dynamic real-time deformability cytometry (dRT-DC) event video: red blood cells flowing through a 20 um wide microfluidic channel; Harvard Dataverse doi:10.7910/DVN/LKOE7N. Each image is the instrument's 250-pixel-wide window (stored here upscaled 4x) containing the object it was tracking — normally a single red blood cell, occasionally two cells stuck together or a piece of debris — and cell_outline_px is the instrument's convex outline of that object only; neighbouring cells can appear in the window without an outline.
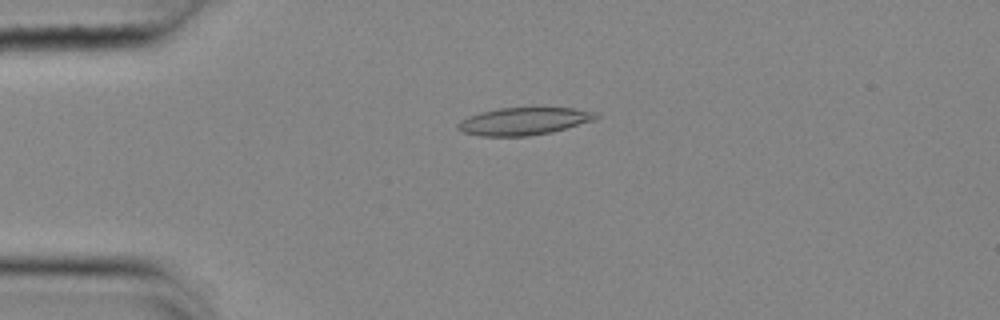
{"species": "common noctule bat (a hibernating species)", "species_latin": "Nyctalus noctula", "temperature_condition": "cold", "stored_images_in_passage": 55, "camera_frame_rate_fps": 3000, "um_per_image_px": 0.085, "animal": {"sex": "female", "body_mass_g": 25.1}, "frame": {"image": 1, "passage_image": 13, "time_ms": 4.0, "image_size_px": [1000, 320], "cell_outline_px": [[600, 116], [592, 120], [552, 132], [528, 136], [480, 136], [464, 132], [456, 128], [456, 124], [460, 120], [468, 116], [480, 112], [500, 108], [572, 108], [596, 112]], "centroid_in_image_um": [44.47, 10.3], "position_along_channel_um": 40.5, "area_um2": 21.96}}
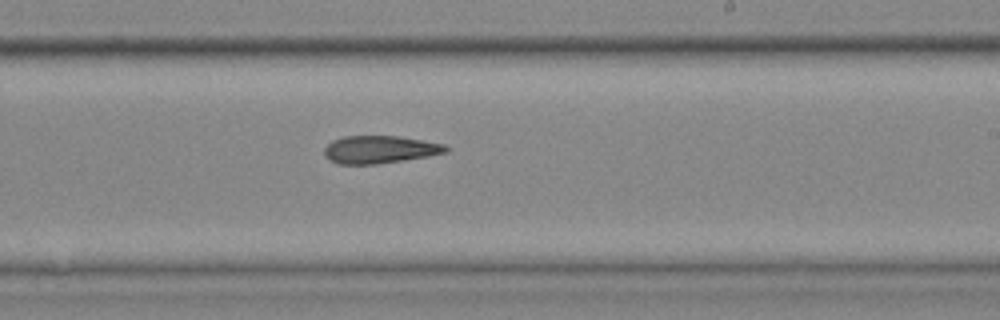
{"frame": {"image": 2, "passage_image": 33, "time_ms": 10.667, "image_size_px": [1000, 320], "cell_outline_px": [[448, 152], [428, 156], [376, 164], [340, 164], [328, 160], [324, 156], [324, 148], [332, 140], [344, 136], [400, 136], [444, 144], [448, 148]], "centroid_in_image_um": [32.25, 12.71], "position_along_channel_um": 256.8, "area_um2": 19.59}}
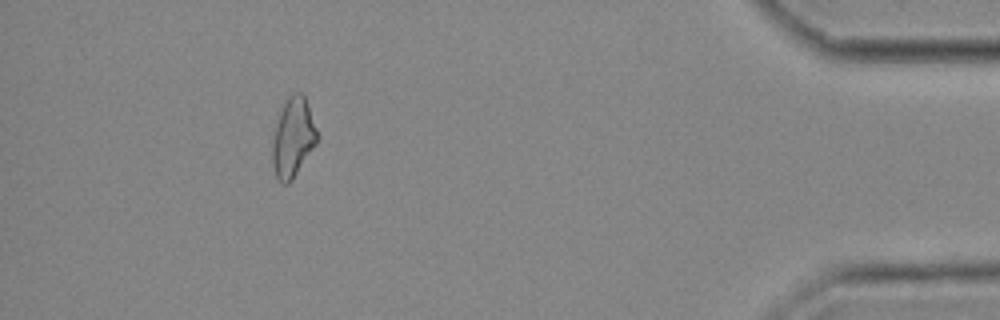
{"frame": {"image": 3, "passage_image": 50, "time_ms": 16.333, "image_size_px": [1000, 320], "cell_outline_px": [[320, 136], [316, 144], [292, 180], [288, 184], [280, 184], [276, 180], [272, 164], [272, 140], [276, 112], [284, 100], [292, 92], [304, 92]], "centroid_in_image_um": [24.88, 11.63], "position_along_channel_um": 410.3, "area_um2": 21.79}}